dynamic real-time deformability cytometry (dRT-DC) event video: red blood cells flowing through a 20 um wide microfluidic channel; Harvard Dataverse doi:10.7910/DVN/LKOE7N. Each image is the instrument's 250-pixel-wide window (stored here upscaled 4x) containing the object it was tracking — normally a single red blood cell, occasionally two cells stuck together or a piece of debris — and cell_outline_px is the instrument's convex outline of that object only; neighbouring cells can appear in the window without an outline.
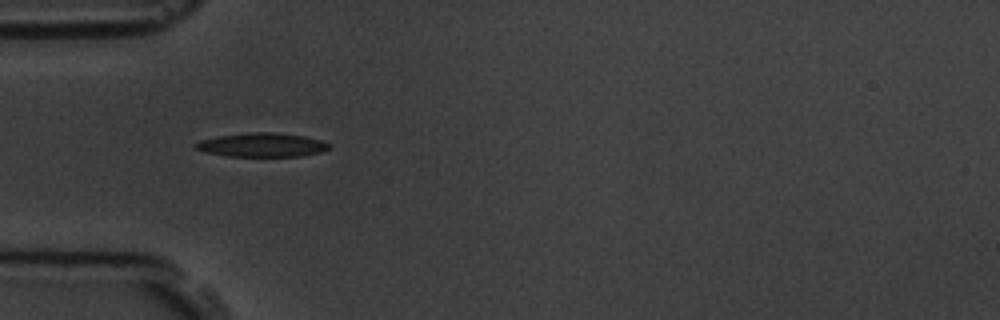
{"species": "common noctule bat (a hibernating species)", "species_latin": "Nyctalus noctula", "temperature_condition": "room temperature", "stored_images_in_passage": 4, "camera_frame_rate_fps": 3000, "um_per_image_px": 0.085, "animal": {"sex": "male", "body_mass_g": 19.5, "forearm_length_mm": 54.6}, "frame": {"image": 1, "passage_image": 3, "time_ms": 2.333, "image_size_px": [1000, 320], "cell_outline_px": [[332, 148], [320, 152], [300, 156], [228, 156], [208, 152], [196, 148], [192, 144], [200, 140], [220, 136], [252, 132], [272, 132], [304, 136], [320, 140], [332, 144]], "centroid_in_image_um": [22.31, 12.32], "position_along_channel_um": 62.7, "area_um2": 18.44}}
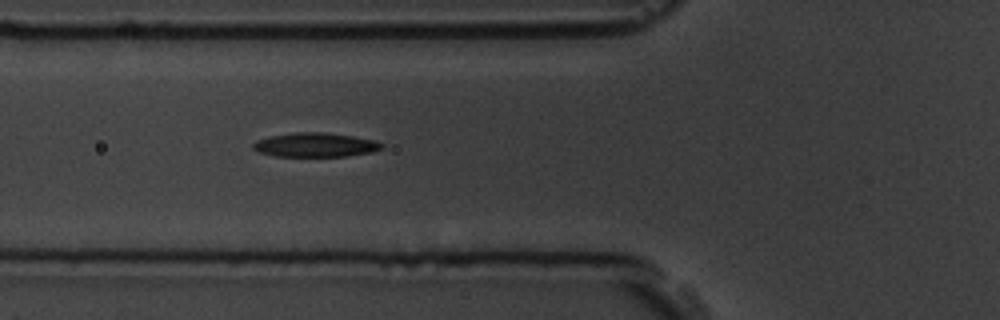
{"frame": {"image": 2, "passage_image": 4, "time_ms": 3.333, "image_size_px": [1000, 320], "cell_outline_px": [[384, 148], [372, 152], [348, 156], [276, 156], [260, 152], [252, 148], [252, 144], [256, 140], [268, 136], [296, 132], [324, 132], [352, 136], [376, 140], [384, 144]], "centroid_in_image_um": [26.82, 12.31], "position_along_channel_um": 99.0, "area_um2": 18.21}}